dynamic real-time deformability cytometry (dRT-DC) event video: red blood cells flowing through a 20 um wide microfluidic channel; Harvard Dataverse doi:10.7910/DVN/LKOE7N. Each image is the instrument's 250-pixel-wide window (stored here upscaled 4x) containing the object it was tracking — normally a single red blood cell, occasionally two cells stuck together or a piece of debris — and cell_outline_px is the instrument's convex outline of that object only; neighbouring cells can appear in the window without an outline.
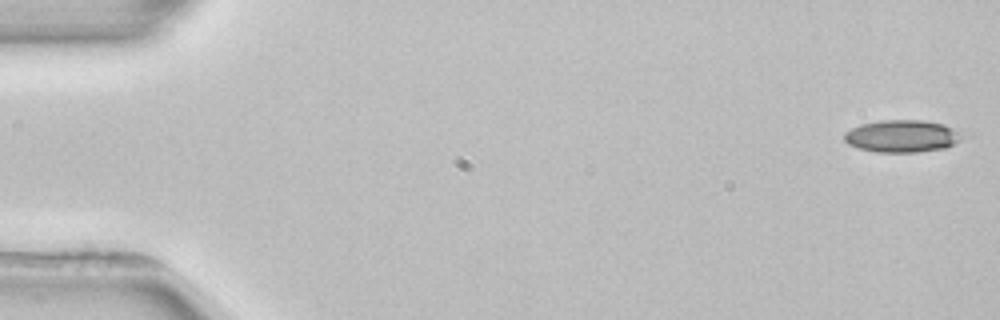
{"species": "common noctule bat (a hibernating species)", "species_latin": "Nyctalus noctula", "temperature_condition": "room temperature", "stored_images_in_passage": 5, "segment_of_instrument_passage": [1, 2], "camera_frame_rate_fps": 3000, "um_per_image_px": 0.085, "animal": {"sex": "female", "body_mass_g": 22.7, "forearm_length_mm": 54.2}, "frame": {"image": 1, "passage_image": 1, "time_ms": 0.0, "image_size_px": [1000, 320], "cell_outline_px": [[964, 136], [960, 140], [948, 148], [920, 152], [876, 152], [860, 148], [848, 144], [844, 140], [844, 132], [860, 124], [880, 120], [920, 120], [944, 124], [960, 132]], "centroid_in_image_um": [76.68, 11.57], "position_along_channel_um": 8.3, "area_um2": 22.31}}
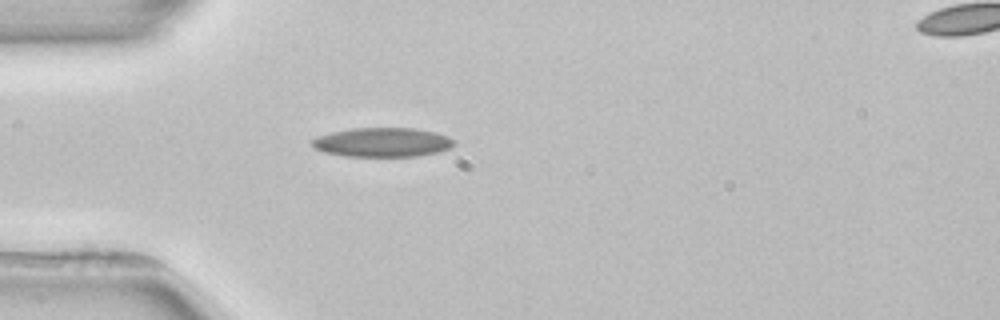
{"frame": {"image": 2, "passage_image": 4, "time_ms": 4.667, "image_size_px": [1000, 320], "cell_outline_px": [[456, 144], [448, 148], [436, 152], [416, 156], [344, 156], [324, 152], [312, 148], [312, 140], [316, 136], [332, 132], [352, 128], [412, 128], [436, 132], [448, 136], [456, 140]], "centroid_in_image_um": [32.49, 12.09], "position_along_channel_um": 52.5, "area_um2": 24.22}}